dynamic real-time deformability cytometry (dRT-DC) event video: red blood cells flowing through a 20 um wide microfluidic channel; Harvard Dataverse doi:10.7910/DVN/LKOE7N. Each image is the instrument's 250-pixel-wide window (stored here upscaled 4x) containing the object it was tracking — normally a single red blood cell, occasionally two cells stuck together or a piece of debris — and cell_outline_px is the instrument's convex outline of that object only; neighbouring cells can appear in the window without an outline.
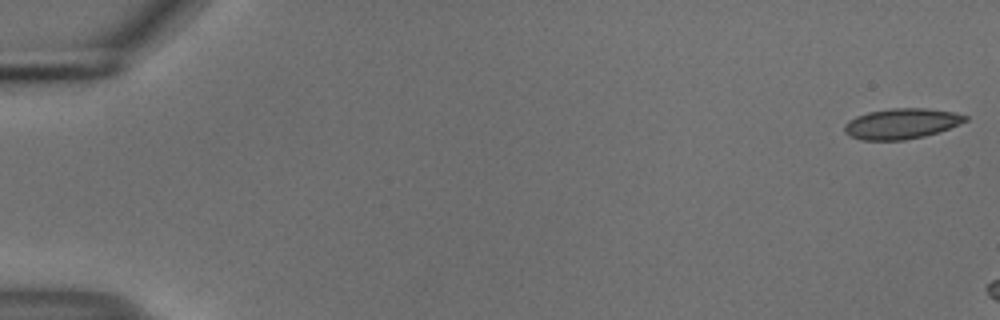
{"species": "common noctule bat (a hibernating species)", "species_latin": "Nyctalus noctula", "temperature_condition": "cold", "stored_images_in_passage": 9, "camera_frame_rate_fps": 3000, "um_per_image_px": 0.085, "animal": {"sex": "male", "body_mass_g": 18.8}, "frame": {"image": 1, "passage_image": 1, "time_ms": 0.0, "image_size_px": [1000, 320], "cell_outline_px": [[968, 120], [960, 124], [924, 136], [904, 140], [864, 140], [852, 136], [844, 132], [844, 124], [848, 120], [856, 116], [868, 112], [892, 108], [924, 108], [956, 112], [968, 116]], "centroid_in_image_um": [76.63, 10.5], "position_along_channel_um": 8.4, "area_um2": 21.39}}